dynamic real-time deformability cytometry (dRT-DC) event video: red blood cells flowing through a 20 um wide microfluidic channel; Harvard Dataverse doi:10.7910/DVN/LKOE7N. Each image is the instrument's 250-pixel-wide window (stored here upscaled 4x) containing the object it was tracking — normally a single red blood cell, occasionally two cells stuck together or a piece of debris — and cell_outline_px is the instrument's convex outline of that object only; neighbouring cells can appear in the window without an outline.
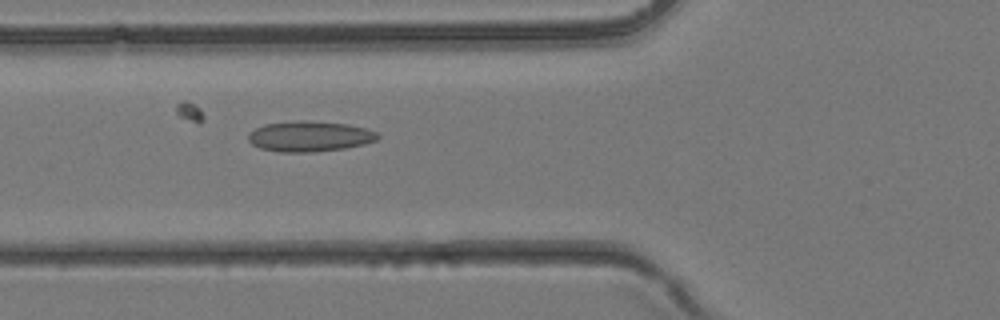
{"species": "common noctule bat (a hibernating species)", "species_latin": "Nyctalus noctula", "temperature_condition": "room temperature", "stored_images_in_passage": 38, "camera_frame_rate_fps": 3000, "um_per_image_px": 0.085, "animal": {"sex": "female", "body_mass_g": 24.6, "forearm_length_mm": 56.2}, "frame": {"image": 1, "passage_image": 14, "time_ms": 4.333, "image_size_px": [1000, 320], "cell_outline_px": [[380, 136], [376, 140], [364, 144], [344, 148], [312, 152], [280, 152], [260, 148], [252, 144], [248, 140], [248, 132], [264, 124], [300, 120], [348, 124], [364, 128], [376, 132]], "centroid_in_image_um": [26.28, 11.59], "position_along_channel_um": 99.5, "area_um2": 22.89}}
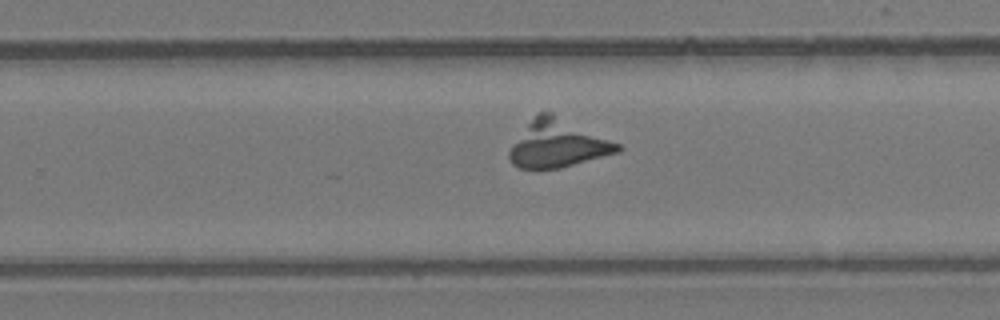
{"frame": {"image": 2, "passage_image": 24, "time_ms": 7.667, "image_size_px": [1000, 320], "cell_outline_px": [[624, 148], [620, 152], [560, 168], [520, 168], [512, 164], [508, 156], [508, 152], [512, 144], [528, 124], [540, 112], [552, 112], [620, 144]], "centroid_in_image_um": [47.44, 12.23], "position_along_channel_um": 282.4, "area_um2": 29.65}}
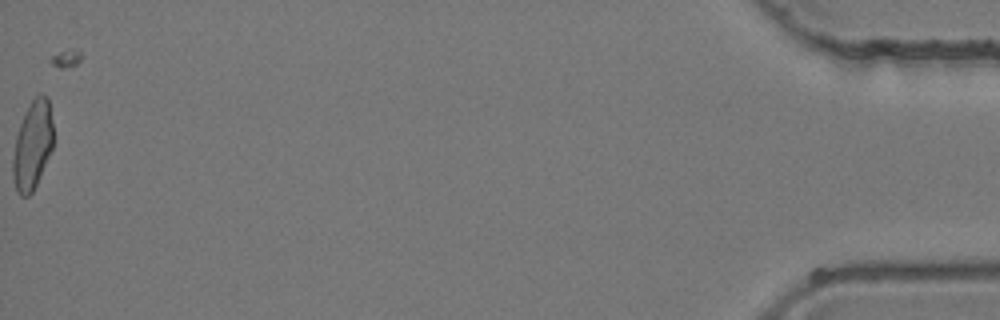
{"frame": {"image": 3, "passage_image": 38, "time_ms": 12.333, "image_size_px": [1000, 320], "cell_outline_px": [[52, 148], [36, 184], [32, 192], [28, 196], [20, 196], [16, 192], [12, 176], [12, 160], [16, 136], [20, 124], [32, 100], [40, 92], [48, 100], [52, 120]], "centroid_in_image_um": [2.74, 12.39], "position_along_channel_um": 432.5, "area_um2": 20.46}}